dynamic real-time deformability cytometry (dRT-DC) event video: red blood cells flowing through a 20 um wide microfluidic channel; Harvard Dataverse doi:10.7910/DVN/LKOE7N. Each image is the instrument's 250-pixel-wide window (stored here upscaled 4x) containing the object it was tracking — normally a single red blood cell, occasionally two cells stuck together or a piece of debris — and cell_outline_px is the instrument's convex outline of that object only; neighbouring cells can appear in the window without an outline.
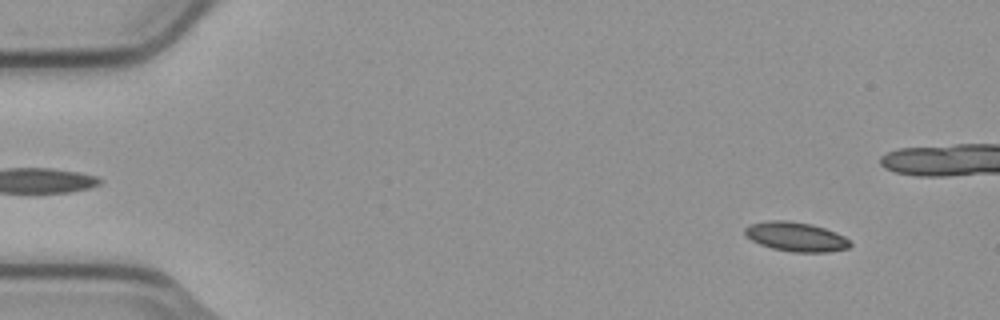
{"species": "common noctule bat (a hibernating species)", "species_latin": "Nyctalus noctula", "temperature_condition": "cold", "stored_images_in_passage": 13, "camera_frame_rate_fps": 3000, "um_per_image_px": 0.085, "animal": {"sex": "male", "body_mass_g": 23.1, "forearm_length_mm": 52.7}, "frame": {"image": 1, "passage_image": 4, "time_ms": 1.0, "image_size_px": [1000, 320], "cell_outline_px": [[852, 244], [848, 248], [828, 252], [792, 252], [772, 248], [760, 244], [744, 236], [744, 228], [748, 224], [768, 220], [788, 220], [812, 224], [836, 232], [844, 236]], "centroid_in_image_um": [67.62, 20.11], "position_along_channel_um": 17.4, "area_um2": 18.15}}